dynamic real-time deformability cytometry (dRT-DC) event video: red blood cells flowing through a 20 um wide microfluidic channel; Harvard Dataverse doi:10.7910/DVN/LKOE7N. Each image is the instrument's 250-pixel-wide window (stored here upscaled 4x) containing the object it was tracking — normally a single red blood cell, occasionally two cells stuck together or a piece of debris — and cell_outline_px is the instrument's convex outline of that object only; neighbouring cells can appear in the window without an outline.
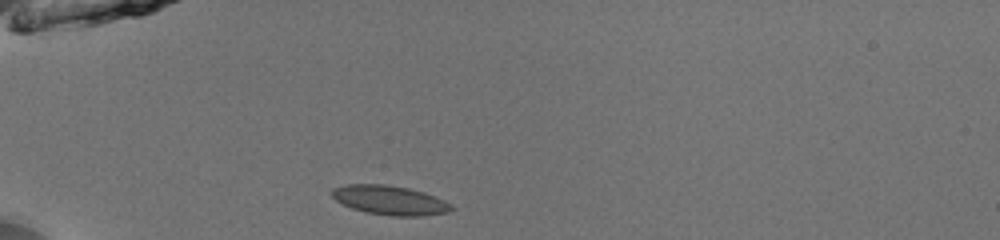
{"species": "common noctule bat (a hibernating species)", "species_latin": "Nyctalus noctula", "temperature_condition": "room temperature", "stored_images_in_passage": 36, "camera_frame_rate_fps": 3000, "um_per_image_px": 0.085, "animal": {"sex": "male", "body_mass_g": 13.0, "forearm_length_mm": 53.1}, "frame": {"image": 1, "passage_image": 1, "time_ms": 0.0, "image_size_px": [1000, 240], "cell_outline_px": [[456, 208], [448, 212], [424, 216], [392, 216], [368, 212], [352, 208], [336, 200], [328, 192], [332, 188], [344, 184], [384, 184], [408, 188], [424, 192], [444, 200], [452, 204]], "centroid_in_image_um": [33.14, 17.01], "position_along_channel_um": 51.9, "area_um2": 20.52}}
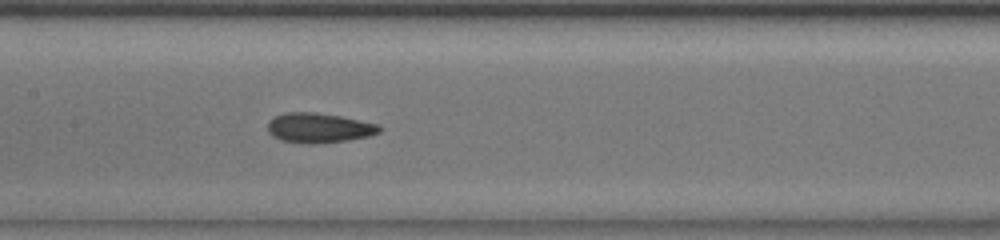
{"frame": {"image": 2, "passage_image": 12, "time_ms": 3.667, "image_size_px": [1000, 240], "cell_outline_px": [[384, 128], [380, 132], [368, 136], [348, 140], [312, 144], [304, 144], [280, 140], [272, 136], [268, 132], [268, 120], [284, 112], [316, 112], [340, 116], [380, 124]], "centroid_in_image_um": [27.11, 10.87], "position_along_channel_um": 180.3, "area_um2": 19.65}}
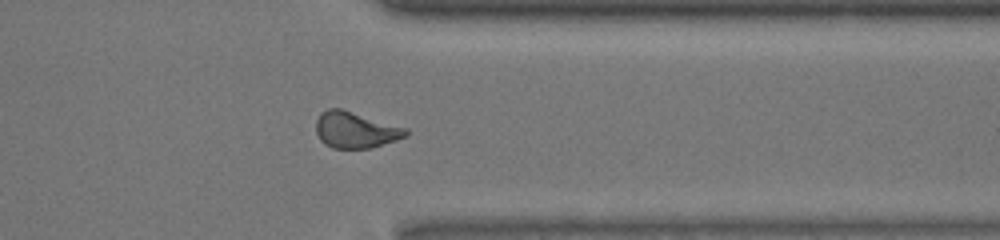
{"frame": {"image": 3, "passage_image": 27, "time_ms": 8.667, "image_size_px": [1000, 240], "cell_outline_px": [[408, 136], [372, 148], [332, 148], [324, 144], [320, 140], [316, 132], [316, 120], [320, 112], [328, 108], [340, 108], [408, 128]], "centroid_in_image_um": [30.21, 11.04], "position_along_channel_um": 381.2, "area_um2": 19.13}, "authors_computed_cell_mechanics": {"area_um2": 19.0451, "velocity_mm_per_s": 4.0358, "shape_relaxation_time_tau1_ms": 5.7918, "shape_relaxation_time_tau2_ms": 2.0136, "deformation_change_tau1": 0.1655, "deformation_change_tau2": 0.0726}}